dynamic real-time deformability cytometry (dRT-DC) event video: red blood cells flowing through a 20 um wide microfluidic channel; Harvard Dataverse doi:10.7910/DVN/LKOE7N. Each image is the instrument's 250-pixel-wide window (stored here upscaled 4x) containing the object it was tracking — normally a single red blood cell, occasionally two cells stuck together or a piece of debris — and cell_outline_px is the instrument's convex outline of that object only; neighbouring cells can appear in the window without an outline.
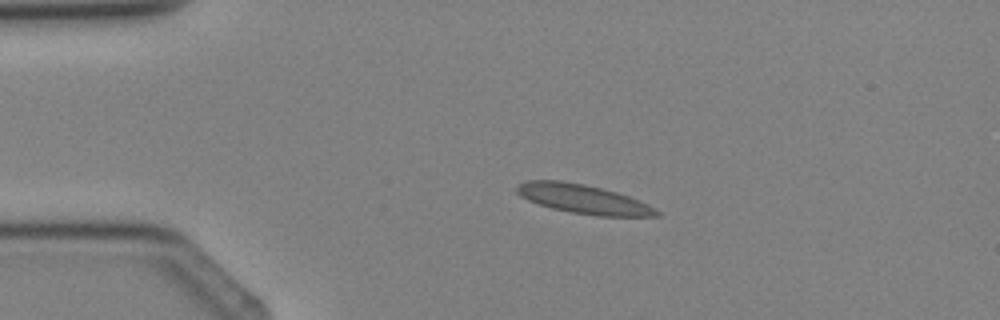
{"species": "Egyptian fruit bat (a non-hibernating species)", "species_latin": "Rousettus aegyptiacus", "temperature_condition": "cold", "stored_images_in_passage": 4, "camera_frame_rate_fps": 3000, "um_per_image_px": 0.085, "animal": {"sex": "female"}, "frame": {"image": 1, "passage_image": 3, "time_ms": 2.333, "image_size_px": [1000, 320], "cell_outline_px": [[660, 216], [596, 216], [572, 212], [552, 208], [528, 200], [520, 196], [516, 192], [516, 188], [520, 184], [528, 180], [560, 180], [584, 184], [616, 192], [628, 196], [648, 204], [656, 208], [660, 212]], "centroid_in_image_um": [49.59, 16.92], "position_along_channel_um": 35.4, "area_um2": 23.52}}